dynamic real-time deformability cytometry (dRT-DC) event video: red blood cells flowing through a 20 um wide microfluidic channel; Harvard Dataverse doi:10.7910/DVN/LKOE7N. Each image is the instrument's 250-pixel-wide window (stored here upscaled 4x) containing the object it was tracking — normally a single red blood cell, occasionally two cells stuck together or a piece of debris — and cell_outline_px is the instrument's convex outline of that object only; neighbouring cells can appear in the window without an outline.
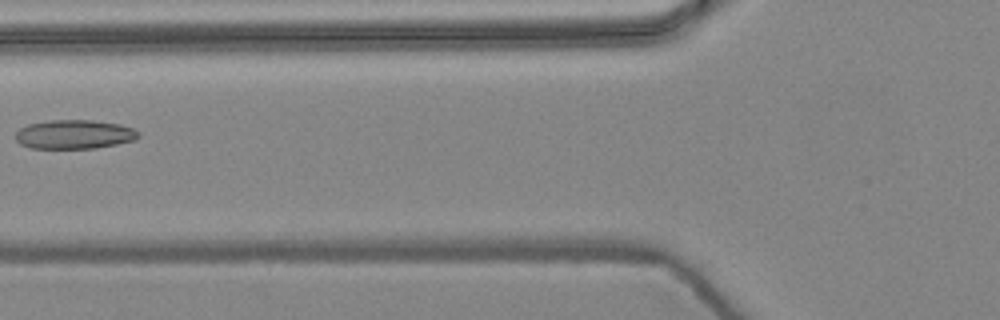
{"species": "common noctule bat (a hibernating species)", "species_latin": "Nyctalus noctula", "temperature_condition": "warm", "stored_images_in_passage": 7, "camera_frame_rate_fps": 3000, "um_per_image_px": 0.085, "animal": {"sex": "female", "body_mass_g": 24.6, "forearm_length_mm": 56.2}, "frame": {"image": 1, "passage_image": 6, "time_ms": 1.667, "image_size_px": [1000, 320], "cell_outline_px": [[140, 136], [136, 140], [96, 148], [28, 148], [20, 144], [16, 140], [16, 132], [20, 128], [28, 124], [48, 120], [92, 120], [120, 124], [132, 128], [140, 132]], "centroid_in_image_um": [6.32, 11.42], "position_along_channel_um": 119.5, "area_um2": 20.92}}
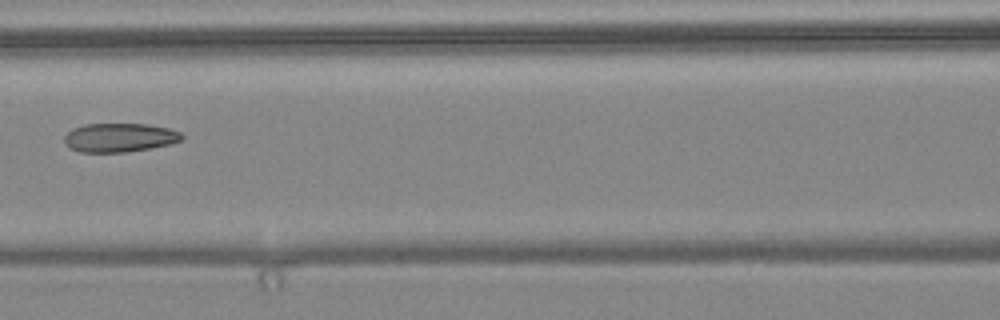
{"frame": {"image": 2, "passage_image": 7, "time_ms": 2.0, "image_size_px": [1000, 320], "cell_outline_px": [[184, 140], [168, 144], [128, 152], [80, 152], [68, 148], [64, 144], [64, 136], [72, 128], [84, 124], [148, 124], [168, 128], [180, 132], [184, 136]], "centroid_in_image_um": [10.13, 11.69], "position_along_channel_um": 156.5, "area_um2": 19.88}}